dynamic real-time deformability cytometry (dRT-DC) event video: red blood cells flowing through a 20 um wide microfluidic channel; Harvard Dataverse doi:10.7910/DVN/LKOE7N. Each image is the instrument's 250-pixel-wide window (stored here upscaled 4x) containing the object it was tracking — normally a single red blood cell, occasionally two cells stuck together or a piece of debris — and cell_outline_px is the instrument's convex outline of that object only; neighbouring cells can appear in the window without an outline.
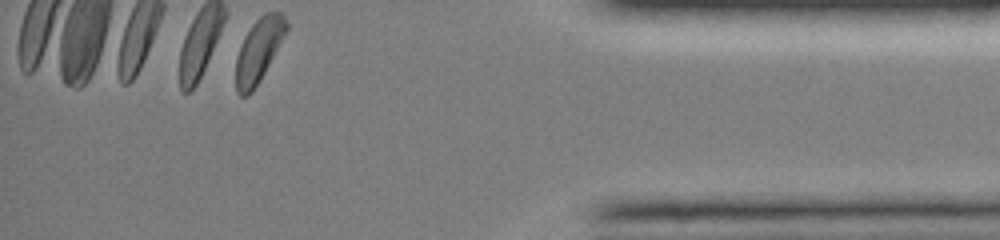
{"species": "common noctule bat (a hibernating species)", "species_latin": "Nyctalus noctula", "temperature_condition": "room temperature", "stored_images_in_passage": 35, "camera_frame_rate_fps": 3000, "um_per_image_px": 0.085, "animal": {"sex": "female", "body_mass_g": 19.0, "forearm_length_mm": 51.5}, "frame": {"image": 1, "passage_image": 34, "time_ms": 9.333, "image_size_px": [1000, 240], "cell_outline_px": [[288, 28], [284, 36], [260, 80], [252, 92], [248, 96], [240, 96], [236, 92], [236, 56], [240, 44], [244, 36], [252, 24], [264, 12], [280, 12], [284, 16], [288, 24]], "centroid_in_image_um": [21.97, 4.27], "position_along_channel_um": 413.2, "area_um2": 18.67}, "authors_computed_cell_mechanics": {"area_um2": 20.0566, "velocity_mm_per_s": 4.0469, "shape_relaxation_time_tau1_ms": 1.164, "shape_relaxation_time_tau2_ms": 11.2622, "deformation_change_tau1": 0.0547, "deformation_change_tau2": 0.2181}}